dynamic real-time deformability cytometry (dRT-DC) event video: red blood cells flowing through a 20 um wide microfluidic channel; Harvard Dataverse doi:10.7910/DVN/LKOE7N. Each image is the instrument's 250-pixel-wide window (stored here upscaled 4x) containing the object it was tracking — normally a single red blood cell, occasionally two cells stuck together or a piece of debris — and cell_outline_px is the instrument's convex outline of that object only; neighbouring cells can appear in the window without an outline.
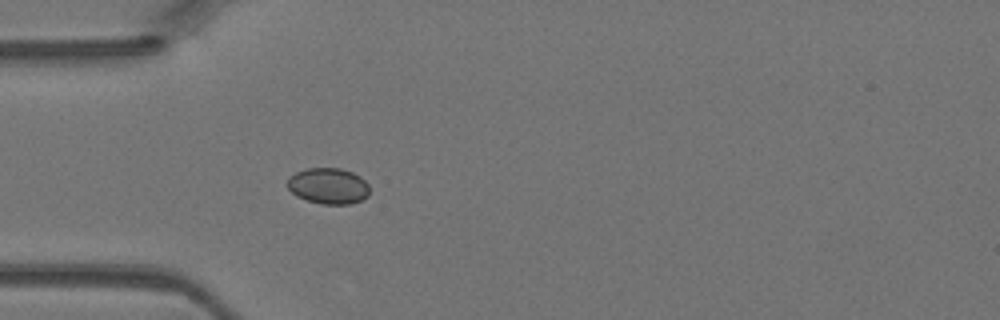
{"species": "Egyptian fruit bat (a non-hibernating species)", "species_latin": "Rousettus aegyptiacus", "temperature_condition": "warm", "stored_images_in_passage": 33, "camera_frame_rate_fps": 3000, "um_per_image_px": 0.085, "animal": {"sex": "female"}, "frame": {"image": 1, "passage_image": 1, "time_ms": 0.0, "image_size_px": [1000, 320], "cell_outline_px": [[368, 196], [352, 204], [320, 204], [296, 196], [288, 188], [288, 176], [296, 172], [308, 168], [340, 168], [352, 172], [360, 176], [368, 184]], "centroid_in_image_um": [27.9, 15.8], "position_along_channel_um": 57.1, "area_um2": 17.22}}
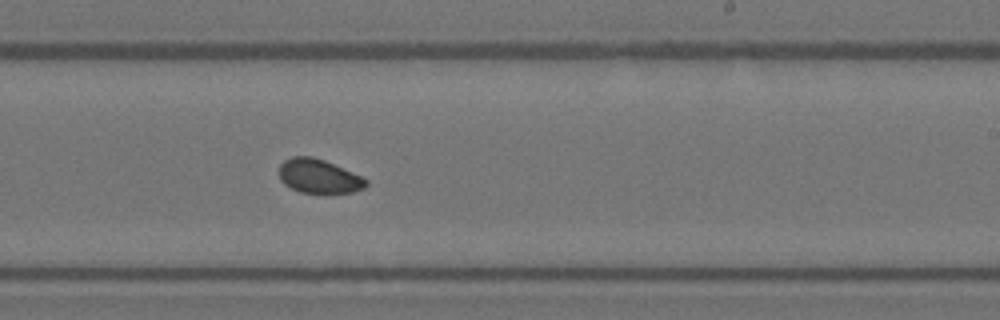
{"frame": {"image": 2, "passage_image": 15, "time_ms": 4.667, "image_size_px": [1000, 320], "cell_outline_px": [[368, 184], [364, 188], [352, 192], [324, 196], [300, 192], [284, 184], [280, 180], [280, 164], [284, 160], [292, 156], [312, 156], [324, 160], [360, 176], [368, 180]], "centroid_in_image_um": [27.1, 15.03], "position_along_channel_um": 261.9, "area_um2": 17.69}}
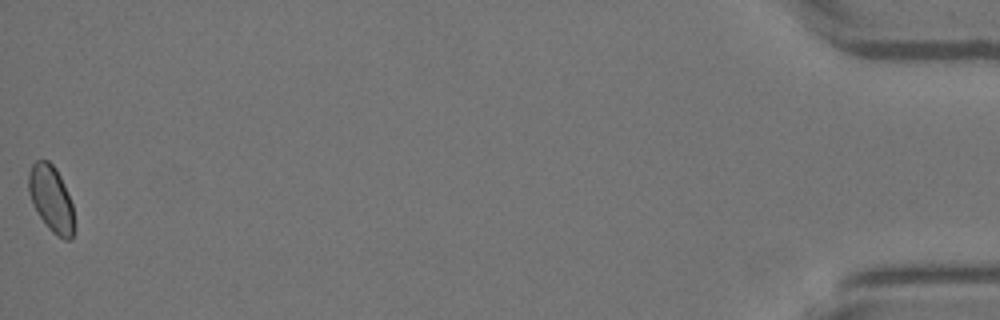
{"frame": {"image": 3, "passage_image": 33, "time_ms": 10.667, "image_size_px": [1000, 320], "cell_outline_px": [[72, 240], [64, 240], [56, 236], [48, 228], [40, 216], [28, 192], [28, 172], [32, 164], [36, 160], [48, 160], [56, 168], [60, 176], [72, 204]], "centroid_in_image_um": [4.32, 16.87], "position_along_channel_um": 430.9, "area_um2": 17.22}}